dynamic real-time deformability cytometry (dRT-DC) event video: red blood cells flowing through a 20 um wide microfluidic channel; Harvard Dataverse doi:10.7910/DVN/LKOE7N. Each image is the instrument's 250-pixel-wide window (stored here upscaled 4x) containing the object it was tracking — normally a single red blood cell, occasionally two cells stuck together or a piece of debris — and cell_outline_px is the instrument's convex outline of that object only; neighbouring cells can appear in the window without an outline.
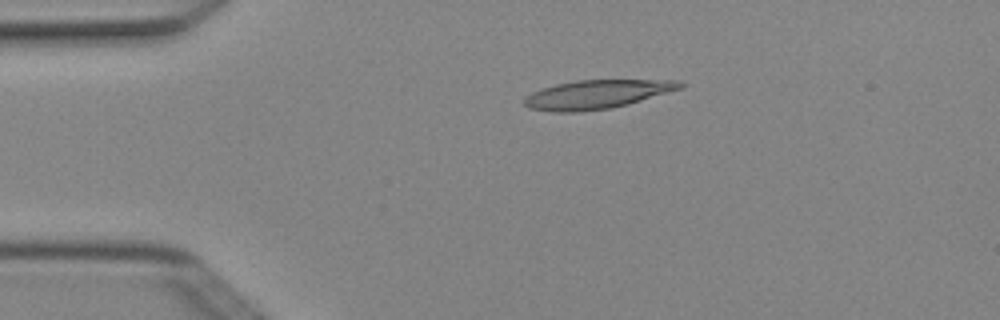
{"species": "Egyptian fruit bat (a non-hibernating species)", "species_latin": "Rousettus aegyptiacus", "temperature_condition": "cold", "stored_images_in_passage": 4, "camera_frame_rate_fps": 3000, "um_per_image_px": 0.085, "animal": {"sex": "female"}, "frame": {"image": 1, "passage_image": 3, "time_ms": 0.667, "image_size_px": [1000, 320], "cell_outline_px": [[684, 88], [628, 104], [612, 108], [580, 112], [552, 112], [528, 108], [524, 104], [524, 100], [532, 92], [540, 88], [556, 84], [576, 80], [680, 80], [684, 84]], "centroid_in_image_um": [50.75, 8.02], "position_along_channel_um": 34.3, "area_um2": 26.3}}